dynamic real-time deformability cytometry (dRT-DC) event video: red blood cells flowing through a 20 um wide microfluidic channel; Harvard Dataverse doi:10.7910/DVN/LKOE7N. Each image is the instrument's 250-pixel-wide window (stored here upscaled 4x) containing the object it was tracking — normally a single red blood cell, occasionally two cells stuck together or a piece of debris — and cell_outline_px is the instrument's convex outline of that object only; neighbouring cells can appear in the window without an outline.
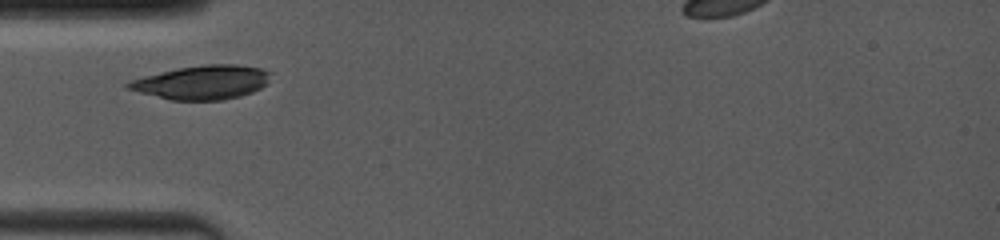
{"species": "common noctule bat (a hibernating species)", "species_latin": "Nyctalus noctula", "temperature_condition": "room temperature", "stored_images_in_passage": 22, "camera_frame_rate_fps": 4000, "um_per_image_px": 0.085, "animal": {"sex": "female", "body_mass_g": 19.0, "forearm_length_mm": 53.3}, "frame": {"image": 1, "passage_image": 1, "time_ms": 0.0, "image_size_px": [1000, 240], "cell_outline_px": [[268, 84], [252, 92], [240, 96], [224, 100], [172, 100], [140, 92], [128, 88], [124, 84], [128, 80], [176, 68], [204, 64], [236, 64], [260, 68], [268, 72]], "centroid_in_image_um": [17.16, 6.99], "position_along_channel_um": 67.8, "area_um2": 28.03}}
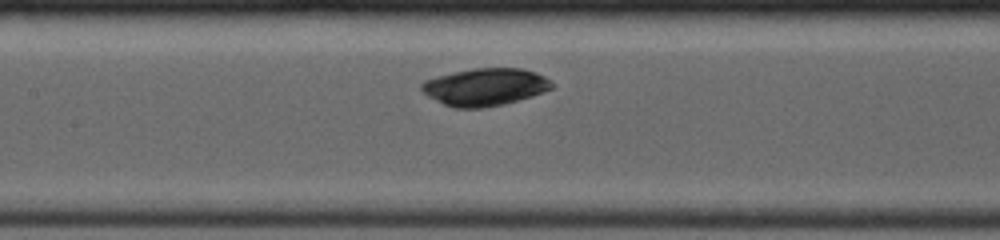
{"frame": {"image": 2, "passage_image": 10, "time_ms": 2.5, "image_size_px": [1000, 240], "cell_outline_px": [[552, 88], [544, 92], [532, 96], [504, 104], [480, 108], [456, 108], [444, 104], [428, 96], [420, 88], [420, 84], [424, 80], [452, 72], [472, 68], [520, 68], [536, 72], [544, 76], [552, 84]], "centroid_in_image_um": [41.21, 7.38], "position_along_channel_um": 166.2, "area_um2": 28.32}}
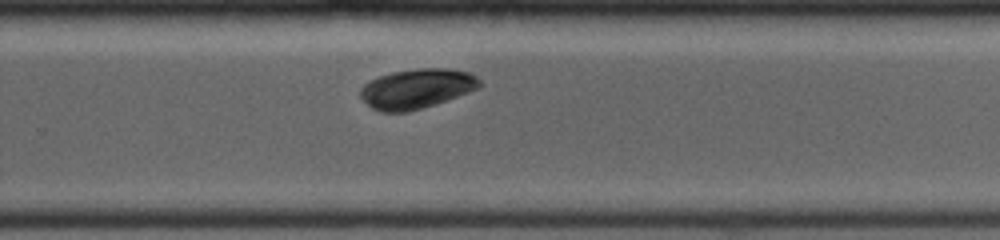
{"frame": {"image": 3, "passage_image": 22, "time_ms": 5.75, "image_size_px": [1000, 240], "cell_outline_px": [[480, 84], [476, 88], [468, 92], [436, 104], [408, 112], [380, 112], [372, 108], [360, 96], [360, 88], [368, 80], [392, 72], [416, 68], [448, 68], [468, 72], [476, 76], [480, 80]], "centroid_in_image_um": [35.38, 7.53], "position_along_channel_um": 294.4, "area_um2": 27.51}}